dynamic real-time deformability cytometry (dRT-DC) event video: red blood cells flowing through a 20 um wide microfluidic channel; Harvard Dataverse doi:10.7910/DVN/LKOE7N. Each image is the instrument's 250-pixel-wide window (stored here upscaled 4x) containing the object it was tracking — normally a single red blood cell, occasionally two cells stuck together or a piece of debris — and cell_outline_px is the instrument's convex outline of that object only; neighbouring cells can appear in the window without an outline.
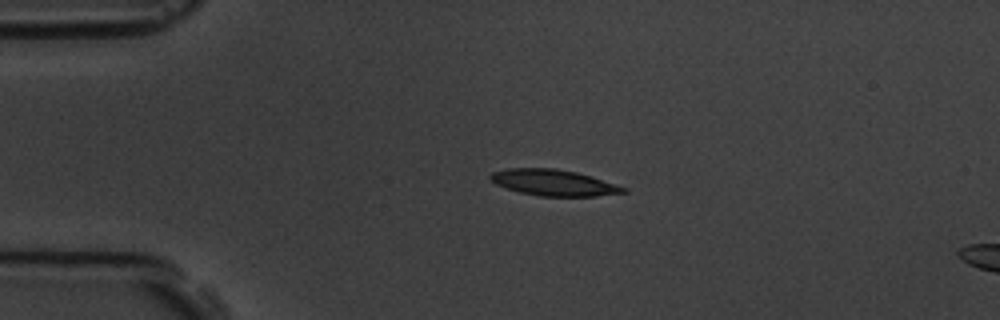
{"species": "common noctule bat (a hibernating species)", "species_latin": "Nyctalus noctula", "temperature_condition": "room temperature", "stored_images_in_passage": 4, "segment_of_instrument_passage": [1, 2], "camera_frame_rate_fps": 3000, "um_per_image_px": 0.085, "animal": {"sex": "male", "body_mass_g": 19.5, "forearm_length_mm": 54.6}, "frame": {"image": 1, "passage_image": 2, "time_ms": 2.0, "image_size_px": [1000, 320], "cell_outline_px": [[628, 192], [596, 196], [540, 196], [520, 192], [496, 184], [488, 176], [492, 172], [508, 168], [556, 168], [576, 172], [592, 176], [628, 188]], "centroid_in_image_um": [47.1, 15.52], "position_along_channel_um": 37.9, "area_um2": 20.23}}